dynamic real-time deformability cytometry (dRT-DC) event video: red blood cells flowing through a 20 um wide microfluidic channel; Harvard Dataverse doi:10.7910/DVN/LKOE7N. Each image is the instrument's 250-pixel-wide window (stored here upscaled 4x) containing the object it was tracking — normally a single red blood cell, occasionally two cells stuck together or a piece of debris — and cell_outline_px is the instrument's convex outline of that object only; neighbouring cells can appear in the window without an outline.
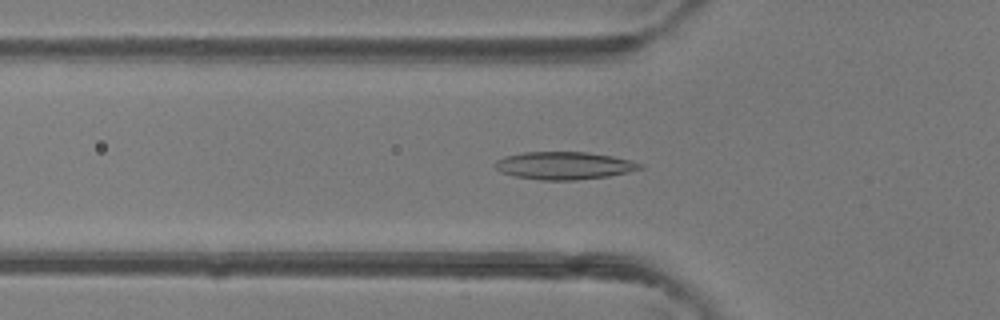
{"species": "common noctule bat (a hibernating species)", "species_latin": "Nyctalus noctula", "temperature_condition": "room temperature", "stored_images_in_passage": 47, "camera_frame_rate_fps": 3000, "um_per_image_px": 0.085, "animal": {"sex": "female"}, "frame": {"image": 1, "passage_image": 16, "time_ms": 5.0, "image_size_px": [1000, 320], "cell_outline_px": [[644, 168], [628, 172], [608, 176], [576, 180], [540, 180], [512, 176], [500, 172], [492, 164], [496, 160], [504, 156], [524, 152], [588, 152], [612, 156], [632, 160], [644, 164]], "centroid_in_image_um": [47.94, 14.07], "position_along_channel_um": 77.9, "area_um2": 23.64}}
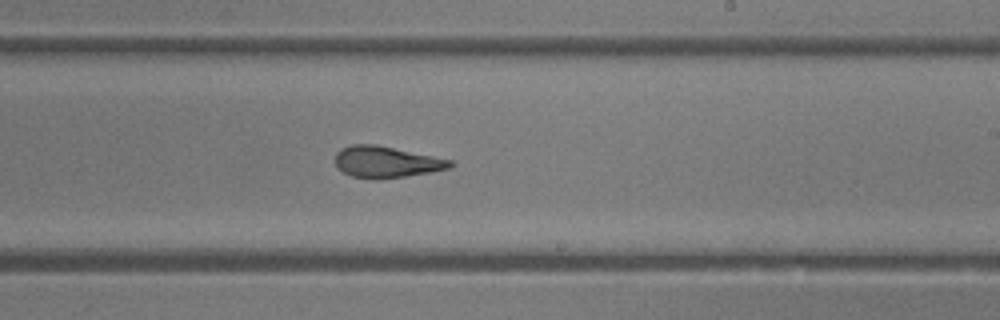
{"frame": {"image": 2, "passage_image": 28, "time_ms": 9.0, "image_size_px": [1000, 320], "cell_outline_px": [[456, 164], [452, 168], [380, 180], [372, 180], [352, 176], [336, 168], [336, 152], [340, 148], [352, 144], [376, 144], [452, 160]], "centroid_in_image_um": [32.82, 13.77], "position_along_channel_um": 256.2, "area_um2": 21.21}}
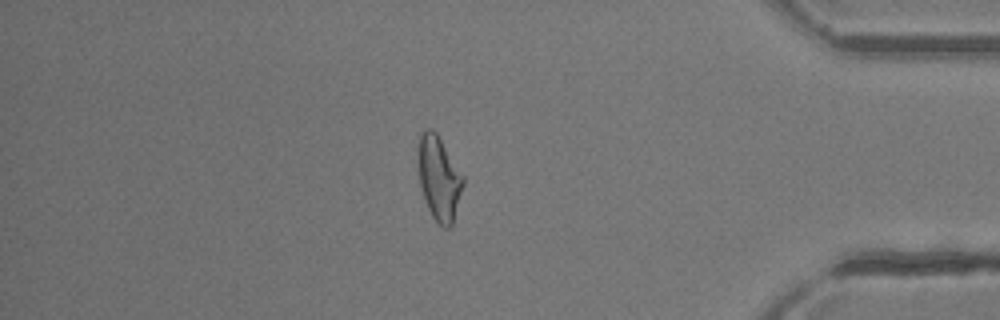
{"frame": {"image": 3, "passage_image": 40, "time_ms": 13.0, "image_size_px": [1000, 320], "cell_outline_px": [[464, 184], [452, 224], [448, 228], [444, 228], [432, 216], [428, 208], [420, 184], [416, 156], [416, 152], [420, 132], [424, 128], [432, 128], [436, 132], [464, 176]], "centroid_in_image_um": [37.29, 15.08], "position_along_channel_um": 397.9, "area_um2": 22.25}, "authors_computed_cell_mechanics": {"area_um2": 22.253, "velocity_mm_per_s": 4.4367, "shape_relaxation_time_tau1_ms": null, "shape_relaxation_time_tau2_ms": 1.7331, "deformation_change_tau1": null, "deformation_change_tau2": 0.1006}}